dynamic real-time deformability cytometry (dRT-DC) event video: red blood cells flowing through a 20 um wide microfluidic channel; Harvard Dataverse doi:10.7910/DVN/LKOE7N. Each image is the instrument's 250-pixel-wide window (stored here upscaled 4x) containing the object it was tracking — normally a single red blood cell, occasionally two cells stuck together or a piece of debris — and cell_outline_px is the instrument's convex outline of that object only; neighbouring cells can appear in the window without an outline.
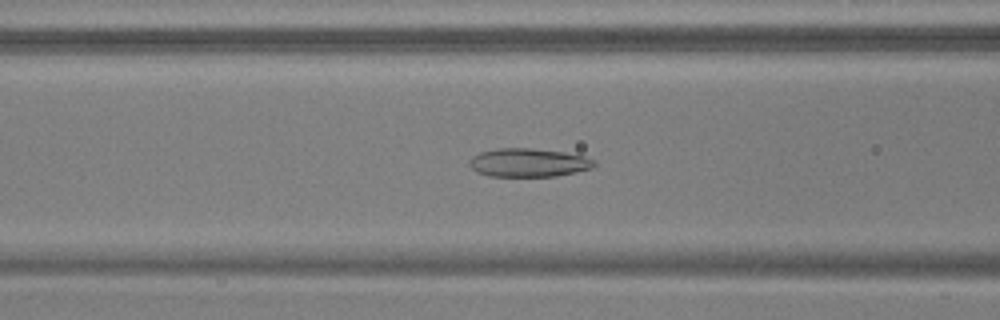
{"species": "common noctule bat (a hibernating species)", "species_latin": "Nyctalus noctula", "temperature_condition": "warm", "stored_images_in_passage": 54, "camera_frame_rate_fps": 3000, "um_per_image_px": 0.085, "animal": {"sex": "male", "body_mass_g": 17.9, "forearm_length_mm": 54.2}, "frame": {"image": 1, "passage_image": 22, "time_ms": 7.0, "image_size_px": [1000, 320], "cell_outline_px": [[596, 164], [592, 168], [576, 172], [556, 176], [488, 176], [476, 172], [468, 164], [468, 160], [472, 156], [480, 152], [500, 148], [532, 148], [564, 152], [584, 156], [596, 160]], "centroid_in_image_um": [44.91, 13.82], "position_along_channel_um": 121.7, "area_um2": 20.87}}
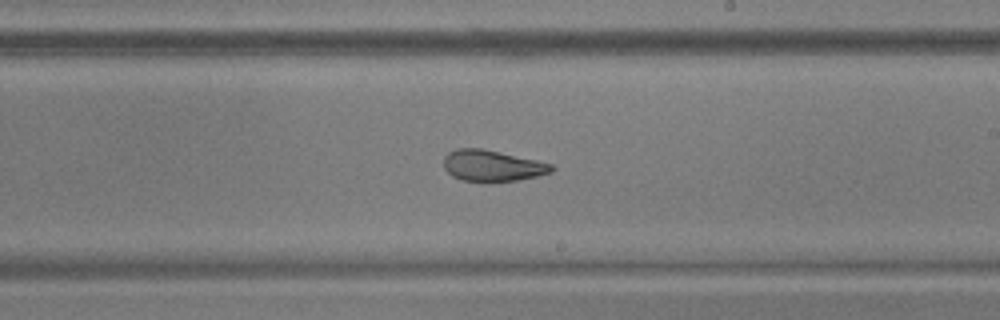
{"frame": {"image": 2, "passage_image": 32, "time_ms": 10.333, "image_size_px": [1000, 320], "cell_outline_px": [[556, 168], [552, 172], [536, 176], [516, 180], [488, 184], [460, 180], [452, 176], [444, 168], [444, 156], [448, 152], [456, 148], [480, 148], [536, 160], [552, 164]], "centroid_in_image_um": [41.81, 14.12], "position_along_channel_um": 247.2, "area_um2": 20.0}}
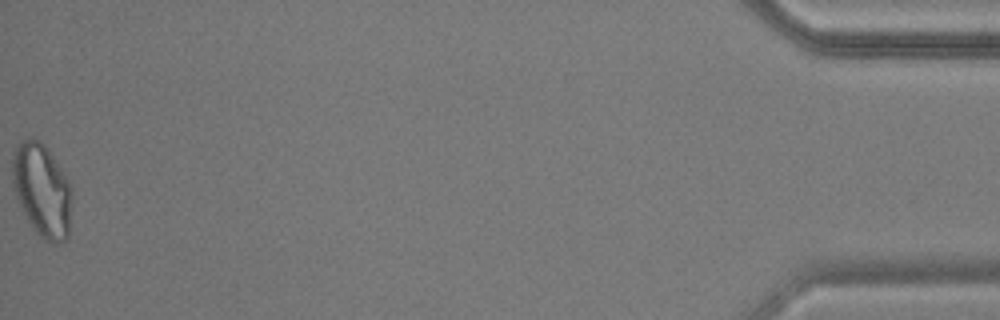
{"frame": {"image": 3, "passage_image": 54, "time_ms": 17.667, "image_size_px": [1000, 320], "cell_outline_px": [[72, 192], [68, 236], [60, 244], [56, 244], [40, 236], [32, 228], [16, 196], [12, 184], [12, 156], [20, 140], [32, 136], [40, 140], [44, 144], [64, 176]], "centroid_in_image_um": [3.54, 16.15], "position_along_channel_um": 431.7, "area_um2": 31.91}, "authors_computed_cell_mechanics": {"area_um2": 23.1778, "velocity_mm_per_s": 3.7683, "shape_relaxation_time_tau1_ms": 9.0617, "shape_relaxation_time_tau2_ms": 1.9634, "deformation_change_tau1": 0.2125, "deformation_change_tau2": 0.0861}}